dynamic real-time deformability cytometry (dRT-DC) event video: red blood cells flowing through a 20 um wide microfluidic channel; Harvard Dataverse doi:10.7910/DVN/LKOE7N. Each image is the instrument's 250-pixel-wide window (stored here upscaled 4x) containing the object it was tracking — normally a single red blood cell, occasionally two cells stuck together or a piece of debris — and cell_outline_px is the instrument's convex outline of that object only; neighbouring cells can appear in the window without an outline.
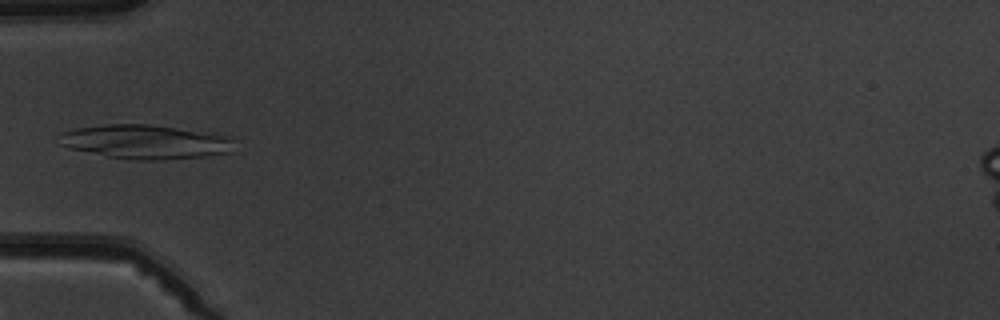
{"species": "common noctule bat (a hibernating species)", "species_latin": "Nyctalus noctula", "temperature_condition": "warm", "stored_images_in_passage": 6, "camera_frame_rate_fps": 3000, "um_per_image_px": 0.085, "animal": {"sex": "male", "body_mass_g": 19.5, "forearm_length_mm": 54.6}, "frame": {"image": 1, "passage_image": 5, "time_ms": 4.667, "image_size_px": [1000, 320], "cell_outline_px": [[232, 140], [228, 152], [204, 156], [164, 160], [140, 160], [108, 156], [68, 148], [60, 144], [60, 132], [76, 128], [104, 124], [148, 124], [232, 136]], "centroid_in_image_um": [12.3, 12.05], "position_along_channel_um": 72.7, "area_um2": 34.39}}